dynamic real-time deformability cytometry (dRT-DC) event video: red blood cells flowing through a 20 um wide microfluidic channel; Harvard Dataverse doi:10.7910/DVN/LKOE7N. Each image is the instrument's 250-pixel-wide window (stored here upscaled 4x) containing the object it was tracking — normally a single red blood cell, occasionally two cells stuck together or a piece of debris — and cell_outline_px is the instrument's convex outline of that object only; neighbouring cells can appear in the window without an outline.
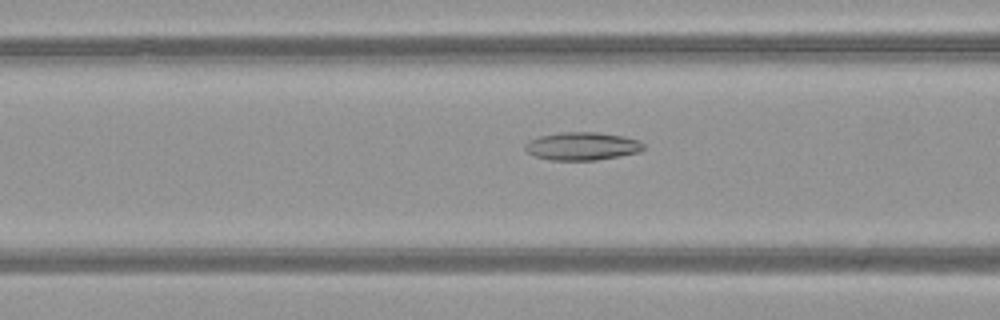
{"species": "common noctule bat (a hibernating species)", "species_latin": "Nyctalus noctula", "temperature_condition": "warm", "stored_images_in_passage": 47, "camera_frame_rate_fps": 3000, "um_per_image_px": 0.085, "animal": {"sex": "female", "body_mass_g": 21.9}, "frame": {"image": 1, "passage_image": 17, "time_ms": 5.333, "image_size_px": [1000, 320], "cell_outline_px": [[644, 148], [640, 152], [620, 156], [596, 160], [548, 160], [536, 156], [528, 152], [524, 148], [524, 144], [528, 140], [540, 136], [560, 132], [596, 132], [624, 136], [640, 140], [644, 144]], "centroid_in_image_um": [49.49, 12.42], "position_along_channel_um": 117.1, "area_um2": 19.48}}
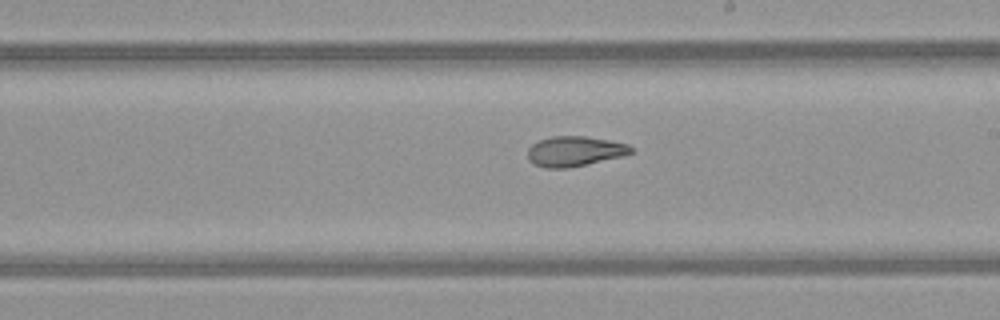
{"frame": {"image": 2, "passage_image": 26, "time_ms": 8.333, "image_size_px": [1000, 320], "cell_outline_px": [[632, 152], [624, 156], [588, 164], [568, 168], [544, 168], [528, 160], [528, 148], [532, 144], [540, 140], [552, 136], [584, 136], [608, 140], [628, 144], [632, 148]], "centroid_in_image_um": [48.84, 12.86], "position_along_channel_um": 240.2, "area_um2": 18.09}}
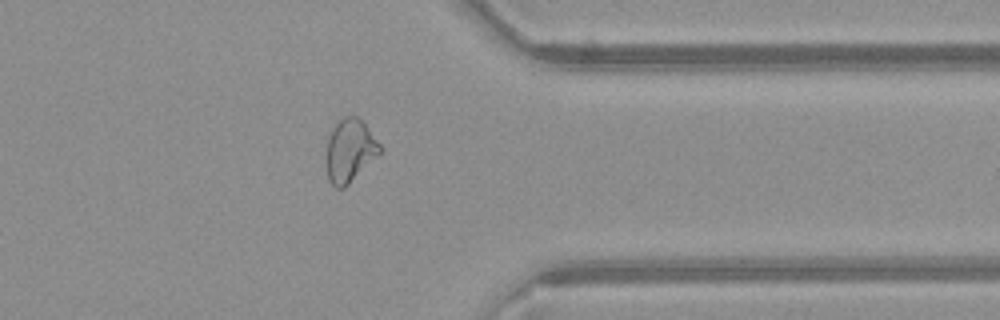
{"frame": {"image": 3, "passage_image": 37, "time_ms": 12.0, "image_size_px": [1000, 320], "cell_outline_px": [[384, 152], [380, 156], [344, 188], [336, 188], [328, 180], [324, 164], [328, 136], [332, 124], [344, 116], [356, 116], [368, 128], [380, 144]], "centroid_in_image_um": [29.71, 12.82], "position_along_channel_um": 381.7, "area_um2": 20.46}, "authors_computed_cell_mechanics": {"area_um2": 20.5768, "velocity_mm_per_s": 4.0931, "shape_relaxation_time_tau1_ms": null, "shape_relaxation_time_tau2_ms": 4.1906, "deformation_change_tau1": null, "deformation_change_tau2": 0.1065}}